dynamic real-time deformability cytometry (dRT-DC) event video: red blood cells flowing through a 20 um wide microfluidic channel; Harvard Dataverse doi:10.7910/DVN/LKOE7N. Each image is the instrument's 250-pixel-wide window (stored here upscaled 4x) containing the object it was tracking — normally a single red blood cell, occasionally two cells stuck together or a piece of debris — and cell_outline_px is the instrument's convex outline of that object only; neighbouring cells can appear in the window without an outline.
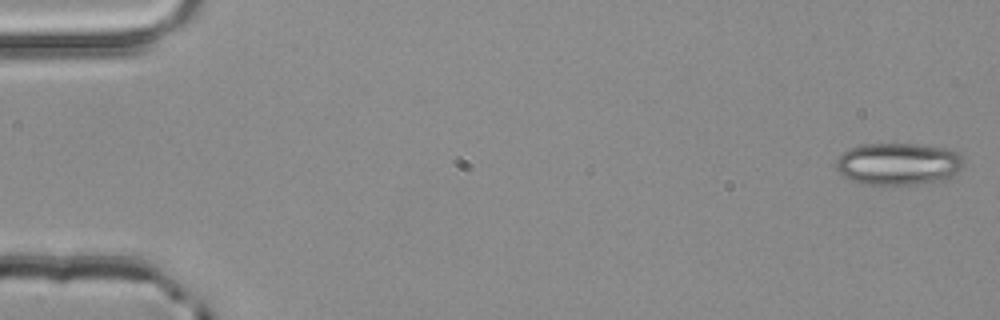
{"species": "common noctule bat (a hibernating species)", "species_latin": "Nyctalus noctula", "temperature_condition": "room temperature", "stored_images_in_passage": 4, "camera_frame_rate_fps": 3000, "um_per_image_px": 0.085, "animal": {"sex": "male", "body_mass_g": 20.4}, "frame": {"image": 1, "passage_image": 1, "time_ms": 0.0, "image_size_px": [1000, 320], "cell_outline_px": [[964, 164], [952, 176], [944, 180], [916, 184], [864, 184], [852, 180], [844, 176], [836, 168], [836, 160], [848, 148], [860, 144], [916, 144], [944, 148], [956, 152], [964, 160]], "centroid_in_image_um": [76.34, 13.92], "position_along_channel_um": 8.7, "area_um2": 31.15}}